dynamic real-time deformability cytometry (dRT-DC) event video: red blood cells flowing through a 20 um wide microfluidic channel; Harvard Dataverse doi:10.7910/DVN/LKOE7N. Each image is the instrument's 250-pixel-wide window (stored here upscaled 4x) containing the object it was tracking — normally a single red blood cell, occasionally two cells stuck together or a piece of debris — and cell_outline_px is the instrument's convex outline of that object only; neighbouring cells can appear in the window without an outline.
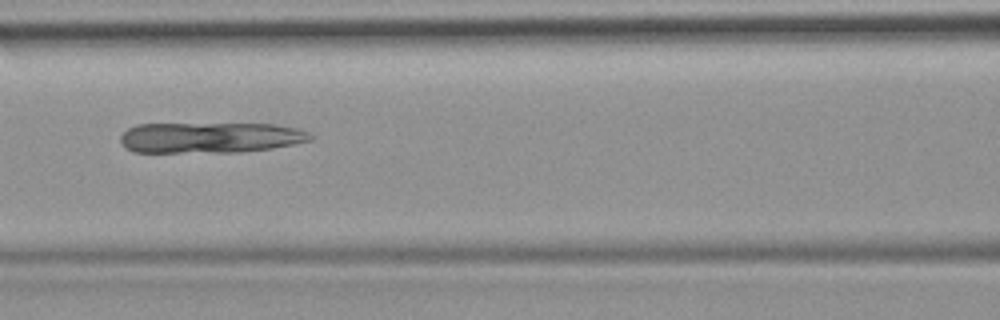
{"species": "common noctule bat (a hibernating species)", "species_latin": "Nyctalus noctula", "temperature_condition": "room temperature", "stored_images_in_passage": 5, "camera_frame_rate_fps": 3000, "um_per_image_px": 0.085, "animal": {"sex": "female", "body_mass_g": 19.9}, "frame": {"image": 1, "passage_image": 4, "time_ms": 3.333, "image_size_px": [1000, 320], "cell_outline_px": [[312, 140], [272, 148], [240, 152], [132, 152], [124, 148], [120, 140], [120, 136], [128, 128], [136, 124], [276, 124], [296, 128], [308, 132], [312, 136]], "centroid_in_image_um": [17.83, 11.69], "position_along_channel_um": 148.8, "area_um2": 34.04}}
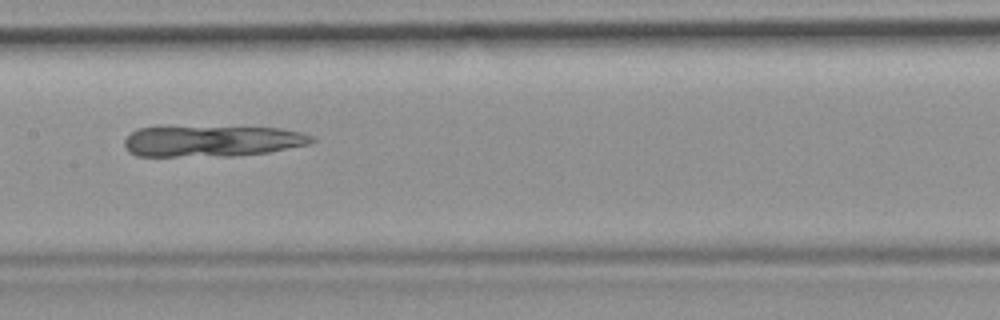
{"frame": {"image": 2, "passage_image": 5, "time_ms": 4.333, "image_size_px": [1000, 320], "cell_outline_px": [[316, 140], [308, 144], [268, 152], [236, 156], [136, 156], [128, 152], [124, 144], [124, 140], [132, 132], [140, 128], [160, 124], [280, 128], [300, 132], [312, 136]], "centroid_in_image_um": [17.93, 11.95], "position_along_channel_um": 189.5, "area_um2": 35.26}}